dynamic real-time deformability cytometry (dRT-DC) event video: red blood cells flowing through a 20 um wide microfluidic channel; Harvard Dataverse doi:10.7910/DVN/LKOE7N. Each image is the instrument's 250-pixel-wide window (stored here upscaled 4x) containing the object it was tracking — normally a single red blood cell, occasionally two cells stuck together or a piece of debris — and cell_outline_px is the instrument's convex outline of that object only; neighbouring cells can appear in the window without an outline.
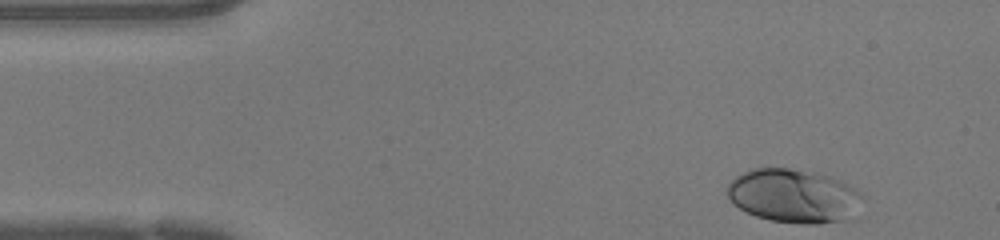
{"species": "human", "species_latin": "Homo sapiens", "temperature_condition": "warm", "stored_images_in_passage": 36, "camera_frame_rate_fps": 3000, "um_per_image_px": 0.085, "donor": {"sex": "female"}, "frame": {"image": 1, "passage_image": 1, "time_ms": 0.0, "image_size_px": [1000, 240], "cell_outline_px": [[864, 196], [844, 220], [816, 224], [804, 224], [772, 220], [756, 216], [732, 204], [728, 196], [728, 184], [736, 176], [744, 172], [756, 168], [788, 168], [816, 172], [832, 176], [856, 188]], "centroid_in_image_um": [67.43, 16.63], "position_along_channel_um": 17.6, "area_um2": 41.91}}
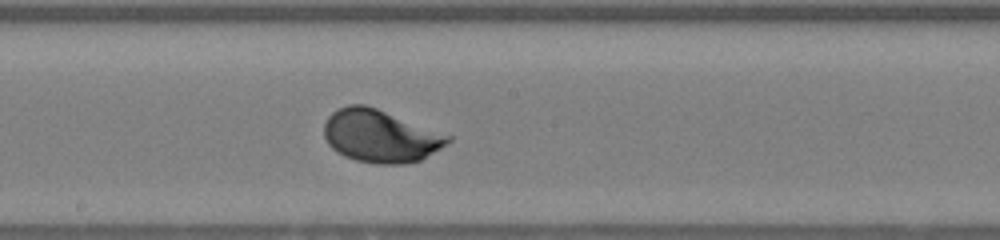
{"frame": {"image": 2, "passage_image": 21, "time_ms": 6.667, "image_size_px": [1000, 240], "cell_outline_px": [[452, 140], [440, 148], [420, 160], [404, 164], [376, 164], [356, 160], [344, 156], [336, 152], [328, 144], [324, 136], [324, 124], [328, 116], [332, 112], [348, 104], [364, 104], [376, 108], [452, 136]], "centroid_in_image_um": [32.3, 11.57], "position_along_channel_um": 215.9, "area_um2": 37.8}}
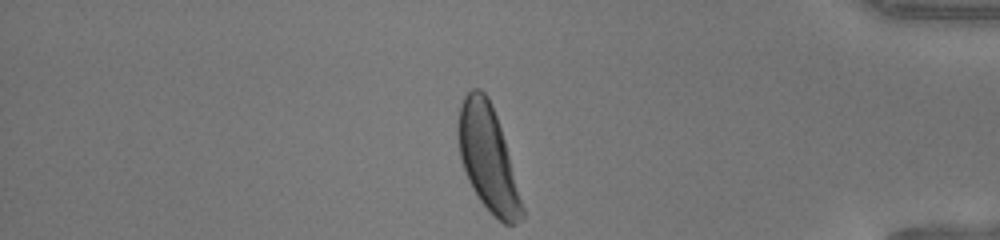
{"frame": {"image": 3, "passage_image": 36, "time_ms": 11.667, "image_size_px": [1000, 240], "cell_outline_px": [[524, 220], [516, 224], [504, 224], [480, 200], [472, 188], [468, 180], [460, 156], [456, 132], [456, 128], [460, 104], [464, 96], [472, 88], [480, 88], [488, 96], [492, 104], [504, 140], [524, 208]], "centroid_in_image_um": [41.45, 13.42], "position_along_channel_um": 393.7, "area_um2": 38.84}, "authors_computed_cell_mechanics": {"area_um2": 37.2232, "velocity_mm_per_s": 4.2555, "shape_relaxation_time_tau1_ms": 2.3441, "shape_relaxation_time_tau2_ms": null, "deformation_change_tau1": 0.16, "deformation_change_tau2": null}}